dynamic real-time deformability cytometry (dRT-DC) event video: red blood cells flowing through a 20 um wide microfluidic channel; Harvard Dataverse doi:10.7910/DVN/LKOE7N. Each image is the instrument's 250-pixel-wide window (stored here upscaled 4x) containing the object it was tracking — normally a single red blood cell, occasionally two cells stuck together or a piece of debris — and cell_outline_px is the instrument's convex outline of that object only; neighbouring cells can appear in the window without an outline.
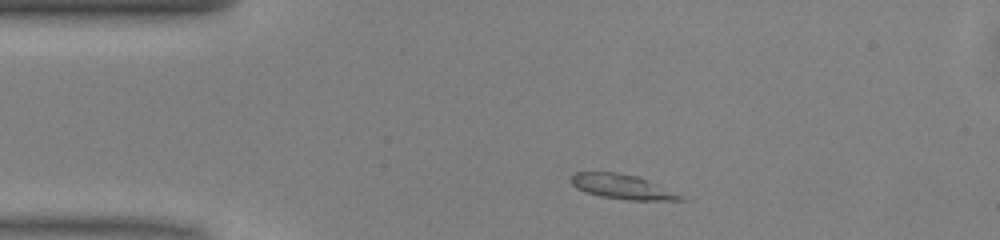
{"species": "common noctule bat (a hibernating species)", "species_latin": "Nyctalus noctula", "temperature_condition": "warm", "stored_images_in_passage": 8, "camera_frame_rate_fps": 3000, "um_per_image_px": 0.085, "animal": {"sex": "male", "body_mass_g": 13.0, "forearm_length_mm": 53.1}, "frame": {"image": 1, "passage_image": 1, "time_ms": 0.0, "image_size_px": [1000, 240], "cell_outline_px": [[692, 200], [628, 200], [600, 196], [584, 192], [576, 188], [568, 180], [576, 172], [612, 172], [636, 176], [656, 184], [684, 196]], "centroid_in_image_um": [52.86, 15.88], "position_along_channel_um": 32.1, "area_um2": 15.61}}